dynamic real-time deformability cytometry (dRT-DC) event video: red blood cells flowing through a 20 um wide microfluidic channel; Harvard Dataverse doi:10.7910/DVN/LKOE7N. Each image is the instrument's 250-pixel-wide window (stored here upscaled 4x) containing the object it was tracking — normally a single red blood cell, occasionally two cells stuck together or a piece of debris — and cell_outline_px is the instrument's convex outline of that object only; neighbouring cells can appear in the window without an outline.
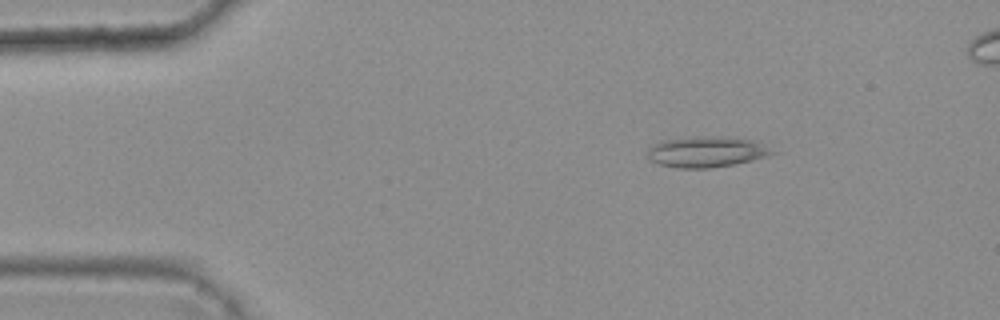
{"species": "common noctule bat (a hibernating species)", "species_latin": "Nyctalus noctula", "temperature_condition": "warm", "stored_images_in_passage": 45, "camera_frame_rate_fps": 3000, "um_per_image_px": 0.085, "animal": {"sex": "female", "body_mass_g": 25.1}, "frame": {"image": 1, "passage_image": 7, "time_ms": 2.0, "image_size_px": [1000, 320], "cell_outline_px": [[784, 152], [752, 160], [732, 164], [708, 168], [680, 168], [660, 164], [652, 160], [648, 156], [648, 148], [664, 140], [696, 136], [700, 136], [760, 140]], "centroid_in_image_um": [60.23, 12.89], "position_along_channel_um": 24.8, "area_um2": 22.54}}
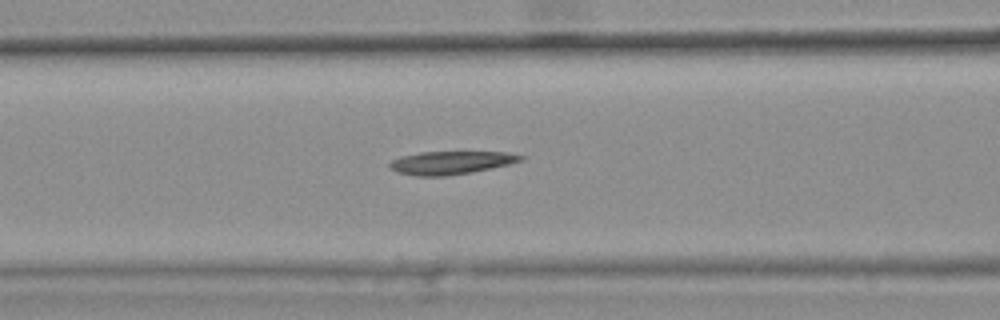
{"frame": {"image": 2, "passage_image": 20, "time_ms": 6.333, "image_size_px": [1000, 320], "cell_outline_px": [[524, 160], [508, 164], [468, 172], [444, 176], [416, 176], [396, 172], [388, 168], [388, 164], [392, 160], [400, 156], [420, 152], [508, 152], [524, 156]], "centroid_in_image_um": [38.26, 13.82], "position_along_channel_um": 128.3, "area_um2": 17.51}}
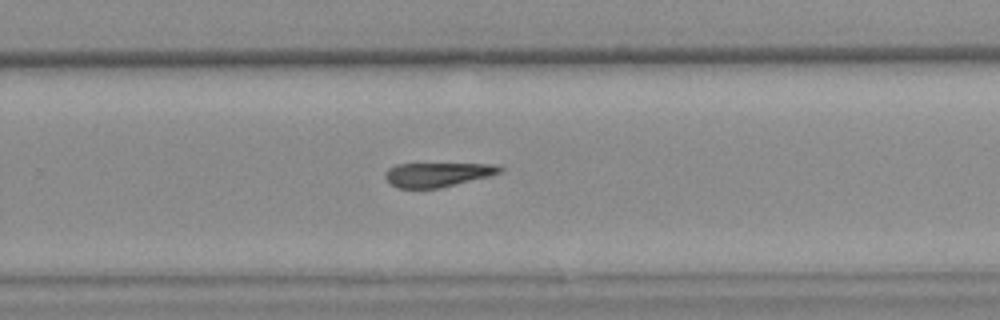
{"frame": {"image": 3, "passage_image": 33, "time_ms": 10.667, "image_size_px": [1000, 320], "cell_outline_px": [[504, 168], [500, 172], [488, 176], [440, 188], [396, 188], [384, 176], [384, 172], [388, 168], [396, 164], [496, 164]], "centroid_in_image_um": [37.15, 14.83], "position_along_channel_um": 292.6, "area_um2": 16.07}}